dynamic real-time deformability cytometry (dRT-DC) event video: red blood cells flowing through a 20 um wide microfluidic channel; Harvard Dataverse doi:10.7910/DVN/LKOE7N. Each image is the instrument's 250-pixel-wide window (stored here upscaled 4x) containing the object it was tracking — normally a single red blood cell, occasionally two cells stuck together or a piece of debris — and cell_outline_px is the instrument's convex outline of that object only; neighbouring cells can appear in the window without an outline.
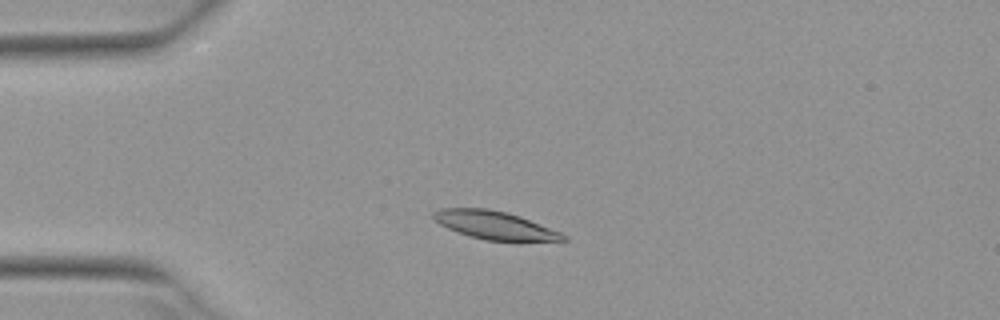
{"species": "Egyptian fruit bat (a non-hibernating species)", "species_latin": "Rousettus aegyptiacus", "temperature_condition": "warm", "stored_images_in_passage": 3, "camera_frame_rate_fps": 3000, "um_per_image_px": 0.085, "animal": {"sex": "female"}, "frame": {"image": 1, "passage_image": 2, "time_ms": 0.333, "image_size_px": [1000, 320], "cell_outline_px": [[568, 240], [484, 240], [456, 232], [440, 224], [432, 216], [432, 212], [440, 208], [488, 208], [508, 212], [520, 216], [560, 232], [568, 236]], "centroid_in_image_um": [42.01, 19.12], "position_along_channel_um": 43.0, "area_um2": 21.04}}